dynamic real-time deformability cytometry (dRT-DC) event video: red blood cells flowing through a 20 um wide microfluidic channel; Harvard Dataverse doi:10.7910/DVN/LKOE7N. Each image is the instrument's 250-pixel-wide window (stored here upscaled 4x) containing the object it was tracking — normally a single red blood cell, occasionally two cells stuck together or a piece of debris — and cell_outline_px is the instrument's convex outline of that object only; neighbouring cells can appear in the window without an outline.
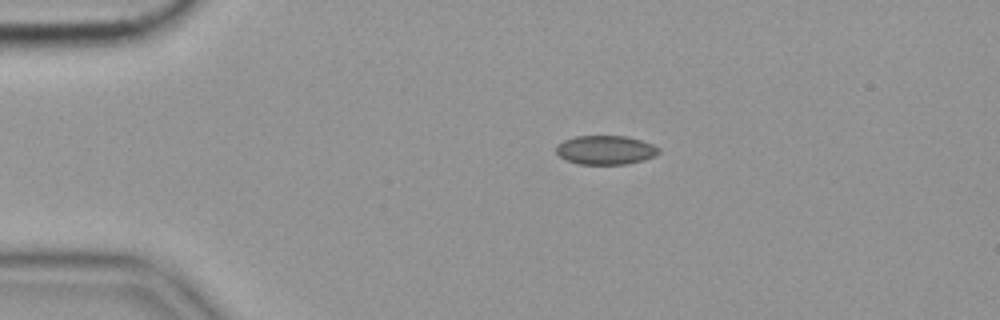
{"species": "common noctule bat (a hibernating species)", "species_latin": "Nyctalus noctula", "temperature_condition": "cold", "stored_images_in_passage": 46, "camera_frame_rate_fps": 3000, "um_per_image_px": 0.085, "animal": {"sex": "female", "body_mass_g": 19.9}, "frame": {"image": 1, "passage_image": 1, "time_ms": 0.0, "image_size_px": [1000, 320], "cell_outline_px": [[660, 152], [644, 160], [624, 164], [580, 164], [568, 160], [560, 156], [556, 152], [556, 144], [564, 140], [576, 136], [624, 136], [640, 140], [652, 144], [660, 148]], "centroid_in_image_um": [51.46, 12.74], "position_along_channel_um": 33.5, "area_um2": 17.17}}
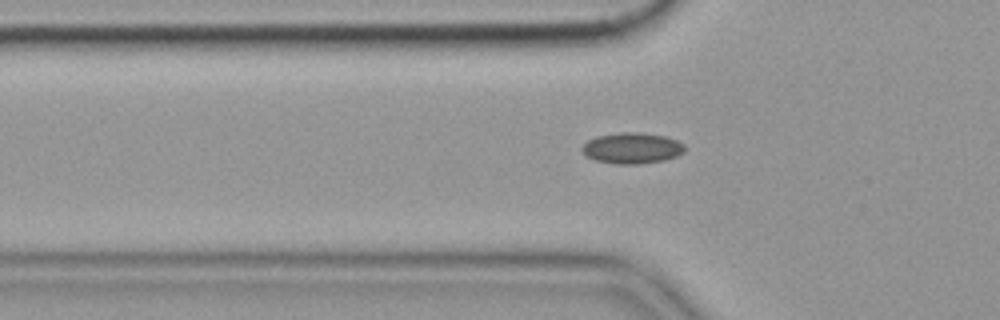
{"frame": {"image": 2, "passage_image": 8, "time_ms": 2.333, "image_size_px": [1000, 320], "cell_outline_px": [[684, 152], [676, 156], [664, 160], [640, 164], [616, 164], [596, 160], [588, 156], [580, 148], [588, 140], [596, 136], [620, 132], [636, 132], [664, 136], [676, 140], [684, 144]], "centroid_in_image_um": [53.72, 12.59], "position_along_channel_um": 72.1, "area_um2": 18.38}}
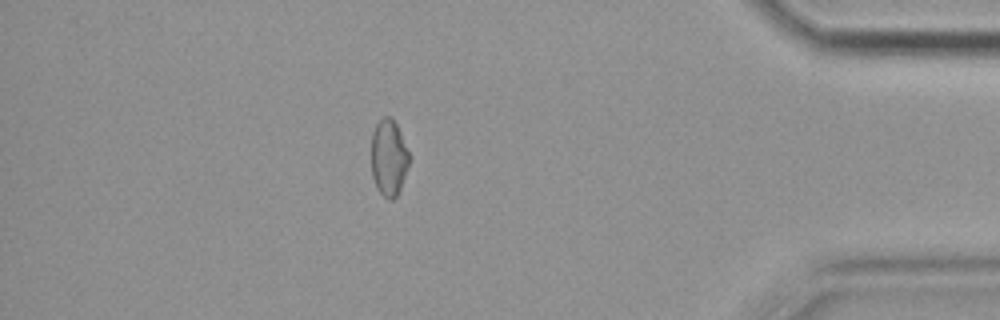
{"frame": {"image": 3, "passage_image": 39, "time_ms": 12.667, "image_size_px": [1000, 320], "cell_outline_px": [[412, 156], [400, 188], [396, 196], [392, 200], [388, 200], [376, 188], [372, 176], [372, 132], [376, 124], [384, 116], [392, 116]], "centroid_in_image_um": [33.06, 13.39], "position_along_channel_um": 402.1, "area_um2": 17.05}, "authors_computed_cell_mechanics": {"area_um2": 17.3689, "velocity_mm_per_s": 3.5655, "shape_relaxation_time_tau1_ms": null, "shape_relaxation_time_tau2_ms": 1.5654, "deformation_change_tau1": null, "deformation_change_tau2": 0.0562}}